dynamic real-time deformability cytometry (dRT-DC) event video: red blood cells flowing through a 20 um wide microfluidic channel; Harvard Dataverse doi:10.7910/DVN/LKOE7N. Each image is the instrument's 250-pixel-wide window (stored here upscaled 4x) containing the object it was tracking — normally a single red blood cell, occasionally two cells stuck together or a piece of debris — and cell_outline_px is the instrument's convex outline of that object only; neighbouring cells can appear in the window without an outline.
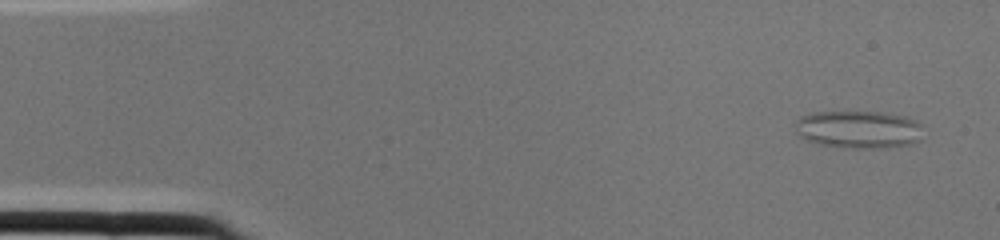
{"species": "common noctule bat (a hibernating species)", "species_latin": "Nyctalus noctula", "temperature_condition": "cold", "stored_images_in_passage": 2, "camera_frame_rate_fps": 3000, "um_per_image_px": 0.085, "animal": {"sex": "female", "body_mass_g": 22.0, "forearm_length_mm": 56.7}, "frame": {"image": 1, "passage_image": 1, "time_ms": 0.0, "image_size_px": [1000, 240], "cell_outline_px": [[924, 140], [908, 144], [884, 148], [844, 148], [820, 144], [796, 136], [796, 120], [800, 116], [808, 112], [880, 112], [904, 116], [916, 120], [920, 124]], "centroid_in_image_um": [72.98, 11.01], "position_along_channel_um": 12.0, "area_um2": 28.5}}